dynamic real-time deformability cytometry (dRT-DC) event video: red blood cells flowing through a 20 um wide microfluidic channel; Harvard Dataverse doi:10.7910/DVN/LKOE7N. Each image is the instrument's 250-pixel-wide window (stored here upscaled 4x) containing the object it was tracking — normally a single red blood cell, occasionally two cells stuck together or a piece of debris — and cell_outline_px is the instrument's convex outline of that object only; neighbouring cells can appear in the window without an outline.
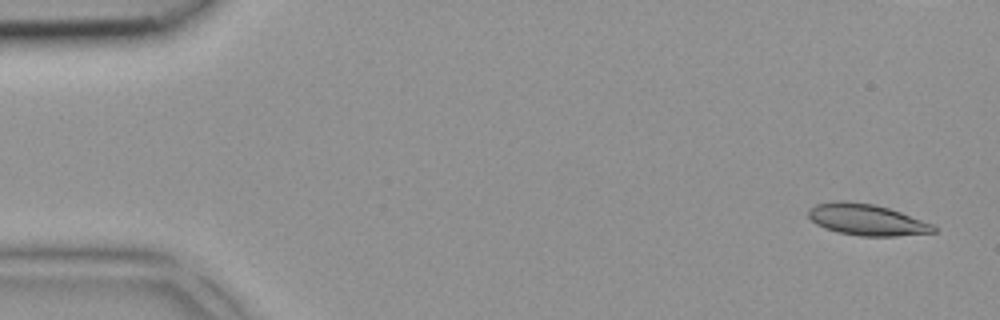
{"species": "common noctule bat (a hibernating species)", "species_latin": "Nyctalus noctula", "temperature_condition": "room temperature", "stored_images_in_passage": 5, "camera_frame_rate_fps": 3000, "um_per_image_px": 0.085, "animal": {"sex": "female", "body_mass_g": 18.4}, "frame": {"image": 1, "passage_image": 1, "time_ms": 0.0, "image_size_px": [1000, 320], "cell_outline_px": [[936, 232], [896, 236], [860, 236], [836, 232], [824, 228], [816, 224], [808, 216], [808, 208], [816, 204], [832, 200], [844, 200], [872, 204], [888, 208], [900, 212], [932, 224], [936, 228]], "centroid_in_image_um": [73.61, 18.67], "position_along_channel_um": 11.4, "area_um2": 22.89}}